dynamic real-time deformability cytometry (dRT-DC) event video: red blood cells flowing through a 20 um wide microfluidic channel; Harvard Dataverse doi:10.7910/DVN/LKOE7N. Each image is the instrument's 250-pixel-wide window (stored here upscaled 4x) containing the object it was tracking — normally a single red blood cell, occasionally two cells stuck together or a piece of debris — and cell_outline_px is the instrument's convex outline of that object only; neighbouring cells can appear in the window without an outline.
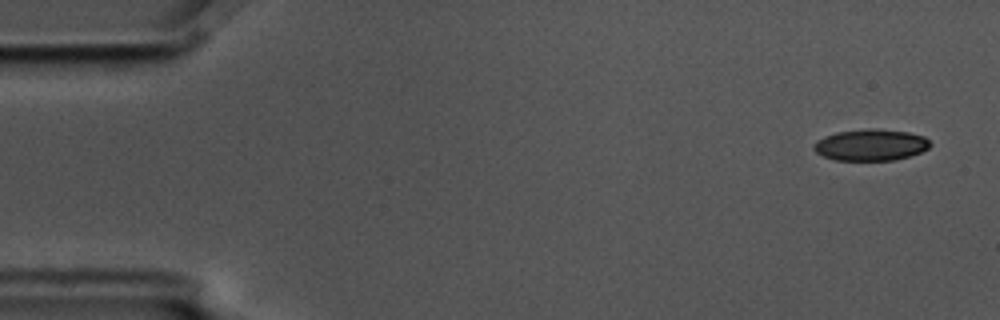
{"species": "common noctule bat (a hibernating species)", "species_latin": "Nyctalus noctula", "temperature_condition": "cold", "stored_images_in_passage": 5, "camera_frame_rate_fps": 3000, "um_per_image_px": 0.085, "animal": {"sex": "male", "body_mass_g": 17.5, "forearm_length_mm": 52.3}, "frame": {"image": 1, "passage_image": 1, "time_ms": 0.0, "image_size_px": [1000, 320], "cell_outline_px": [[932, 144], [928, 148], [920, 152], [908, 156], [892, 160], [836, 160], [824, 156], [816, 152], [812, 148], [816, 140], [824, 136], [836, 132], [872, 128], [876, 128], [908, 132], [924, 136]], "centroid_in_image_um": [74.0, 12.31], "position_along_channel_um": 11.0, "area_um2": 21.27}}